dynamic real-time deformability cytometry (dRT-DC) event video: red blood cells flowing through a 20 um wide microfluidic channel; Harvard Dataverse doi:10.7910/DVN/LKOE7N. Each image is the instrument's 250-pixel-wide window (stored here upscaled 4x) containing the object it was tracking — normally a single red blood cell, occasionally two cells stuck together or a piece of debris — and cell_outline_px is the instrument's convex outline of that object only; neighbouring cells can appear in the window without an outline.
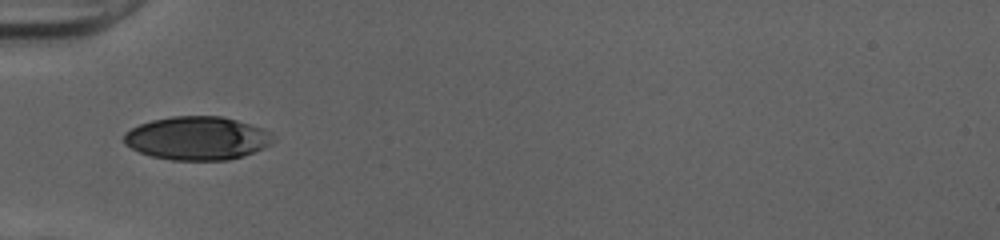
{"species": "human", "species_latin": "Homo sapiens", "temperature_condition": "cold", "stored_images_in_passage": 34, "camera_frame_rate_fps": 3000, "um_per_image_px": 0.085, "donor": {"sex": "female"}, "frame": {"image": 1, "passage_image": 1, "time_ms": 0.0, "image_size_px": [1000, 240], "cell_outline_px": [[276, 140], [272, 144], [264, 148], [244, 156], [228, 160], [172, 160], [152, 156], [140, 152], [124, 144], [124, 132], [140, 124], [152, 120], [172, 116], [224, 116], [264, 128], [272, 132]], "centroid_in_image_um": [16.82, 11.74], "position_along_channel_um": 68.2, "area_um2": 38.09}}
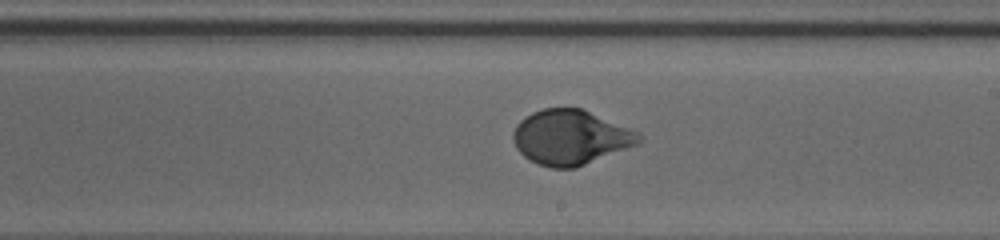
{"frame": {"image": 2, "passage_image": 14, "time_ms": 4.333, "image_size_px": [1000, 240], "cell_outline_px": [[644, 136], [636, 144], [576, 168], [552, 168], [536, 164], [524, 156], [516, 148], [512, 136], [512, 132], [516, 124], [520, 120], [532, 112], [544, 108], [580, 108], [640, 132]], "centroid_in_image_um": [48.46, 11.67], "position_along_channel_um": 240.5, "area_um2": 40.0}}
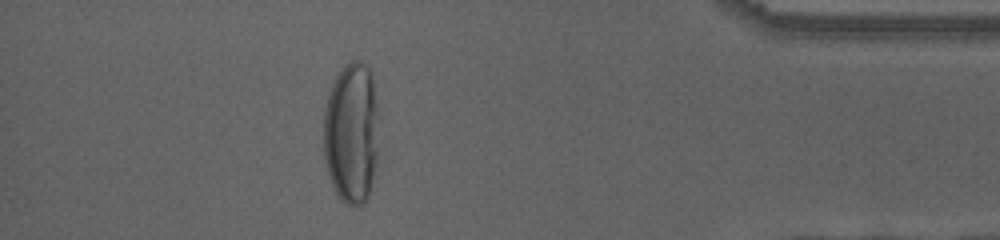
{"frame": {"image": 3, "passage_image": 29, "time_ms": 9.333, "image_size_px": [1000, 240], "cell_outline_px": [[380, 120], [376, 160], [368, 196], [364, 204], [352, 208], [340, 200], [332, 184], [324, 160], [324, 108], [328, 92], [340, 68], [344, 64], [352, 60], [360, 60], [368, 68], [372, 76]], "centroid_in_image_um": [29.88, 11.29], "position_along_channel_um": 405.3, "area_um2": 46.47}, "authors_computed_cell_mechanics": {"area_um2": 40.8068, "velocity_mm_per_s": 4.0056, "shape_relaxation_time_tau1_ms": 4.1855, "shape_relaxation_time_tau2_ms": null, "deformation_change_tau1": 0.1883, "deformation_change_tau2": null}}